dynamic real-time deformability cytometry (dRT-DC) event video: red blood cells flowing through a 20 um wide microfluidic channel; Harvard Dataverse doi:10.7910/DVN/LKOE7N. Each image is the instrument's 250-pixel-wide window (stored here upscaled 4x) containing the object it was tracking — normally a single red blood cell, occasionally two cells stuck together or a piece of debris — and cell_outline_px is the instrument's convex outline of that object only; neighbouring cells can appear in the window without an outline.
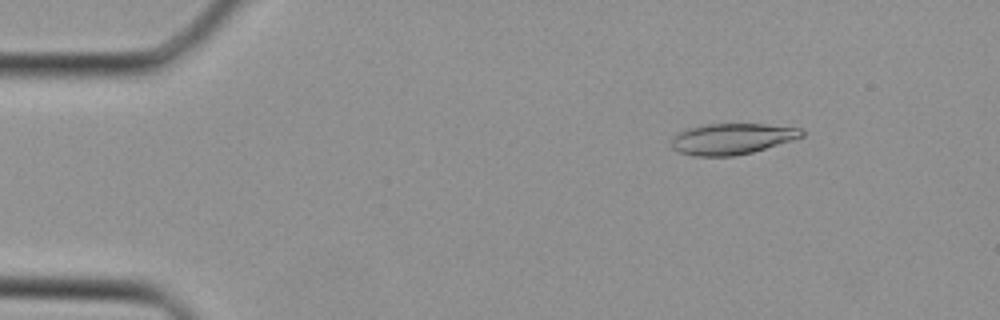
{"species": "Egyptian fruit bat (a non-hibernating species)", "species_latin": "Rousettus aegyptiacus", "temperature_condition": "cold", "stored_images_in_passage": 33, "camera_frame_rate_fps": 3000, "um_per_image_px": 0.085, "animal": {"sex": "female"}, "frame": {"image": 1, "passage_image": 1, "time_ms": 0.0, "image_size_px": [1000, 320], "cell_outline_px": [[804, 136], [792, 140], [752, 152], [736, 156], [692, 156], [680, 152], [672, 148], [672, 136], [684, 128], [704, 124], [764, 124], [800, 128], [804, 132]], "centroid_in_image_um": [62.17, 11.8], "position_along_channel_um": 22.8, "area_um2": 23.64}}
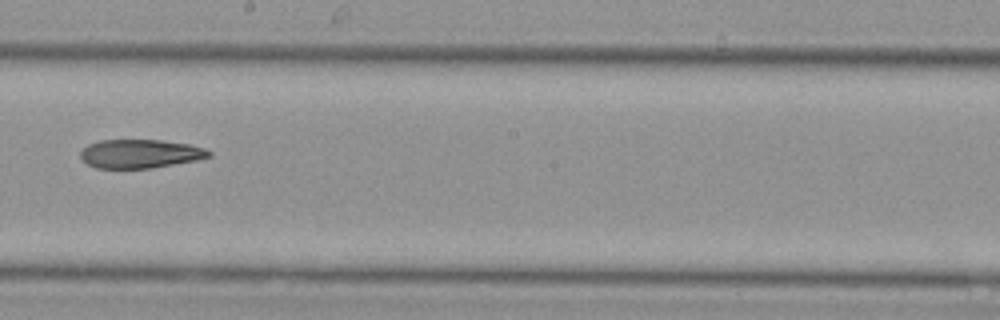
{"frame": {"image": 2, "passage_image": 17, "time_ms": 5.333, "image_size_px": [1000, 320], "cell_outline_px": [[212, 156], [196, 160], [152, 168], [96, 168], [88, 164], [80, 156], [80, 152], [88, 144], [100, 140], [160, 140], [188, 144], [204, 148], [212, 152]], "centroid_in_image_um": [11.92, 13.07], "position_along_channel_um": 236.3, "area_um2": 21.39}}
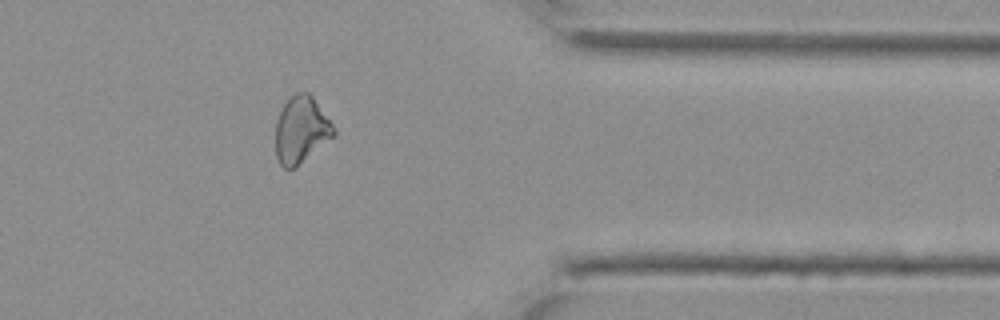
{"frame": {"image": 3, "passage_image": 26, "time_ms": 8.333, "image_size_px": [1000, 320], "cell_outline_px": [[336, 132], [332, 136], [296, 168], [284, 168], [280, 164], [276, 156], [276, 120], [288, 96], [296, 92], [308, 92], [312, 96], [332, 124]], "centroid_in_image_um": [25.56, 11.02], "position_along_channel_um": 385.8, "area_um2": 22.31}}